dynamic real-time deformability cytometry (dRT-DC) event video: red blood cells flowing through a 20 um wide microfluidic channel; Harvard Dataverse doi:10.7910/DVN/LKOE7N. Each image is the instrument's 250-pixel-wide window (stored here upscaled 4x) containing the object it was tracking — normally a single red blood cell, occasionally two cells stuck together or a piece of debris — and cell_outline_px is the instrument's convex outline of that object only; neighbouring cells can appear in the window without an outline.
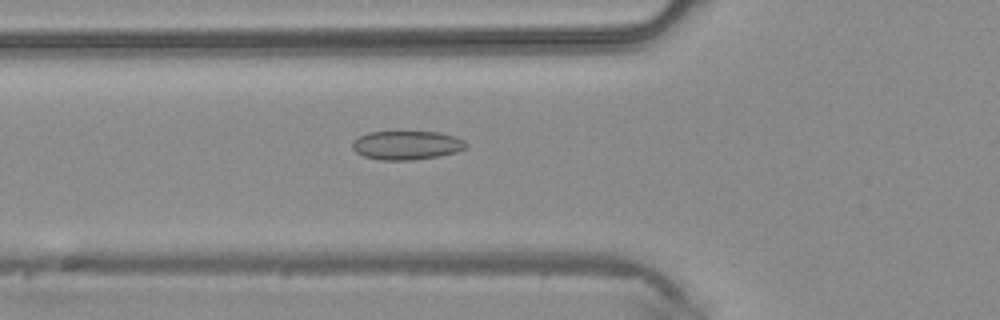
{"species": "common noctule bat (a hibernating species)", "species_latin": "Nyctalus noctula", "temperature_condition": "warm", "stored_images_in_passage": 30, "camera_frame_rate_fps": 3000, "um_per_image_px": 0.085, "animal": {"sex": "male", "body_mass_g": 20.4}, "frame": {"image": 1, "passage_image": 2, "time_ms": 0.333, "image_size_px": [1000, 320], "cell_outline_px": [[468, 144], [464, 148], [456, 152], [440, 156], [412, 160], [380, 160], [364, 156], [356, 152], [352, 148], [352, 140], [368, 132], [440, 132], [456, 136], [464, 140]], "centroid_in_image_um": [34.57, 12.34], "position_along_channel_um": 91.2, "area_um2": 19.19}}
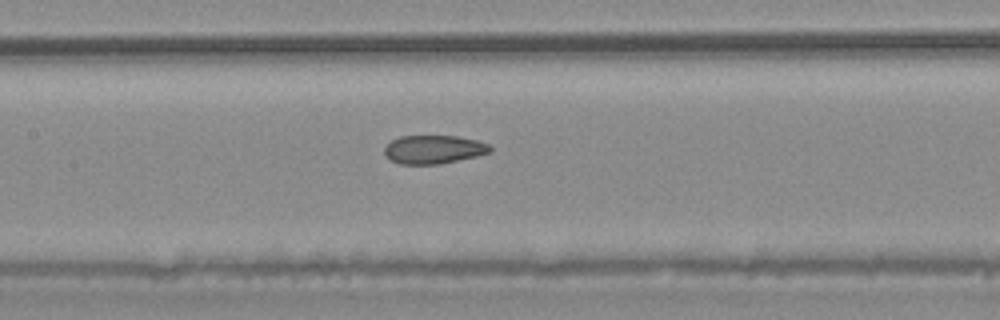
{"frame": {"image": 2, "passage_image": 7, "time_ms": 2.0, "image_size_px": [1000, 320], "cell_outline_px": [[492, 152], [476, 156], [440, 164], [400, 164], [388, 160], [384, 156], [384, 148], [392, 140], [400, 136], [456, 136], [476, 140], [488, 144], [492, 148]], "centroid_in_image_um": [36.83, 12.71], "position_along_channel_um": 170.6, "area_um2": 17.63}}
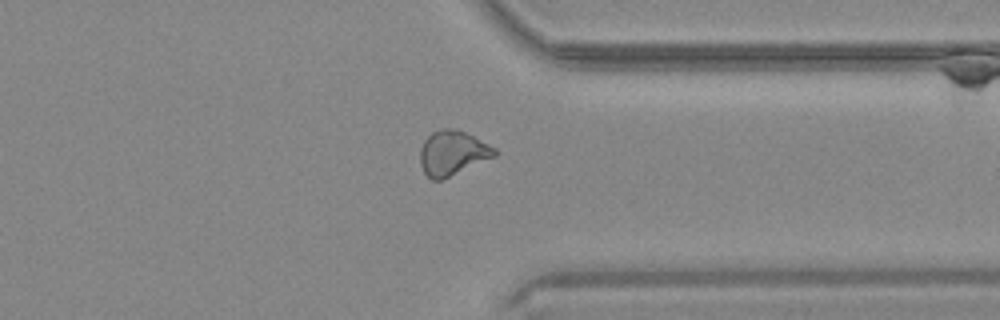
{"frame": {"image": 3, "passage_image": 20, "time_ms": 6.333, "image_size_px": [1000, 320], "cell_outline_px": [[496, 156], [440, 180], [432, 180], [424, 172], [420, 164], [420, 148], [424, 140], [432, 132], [444, 128], [456, 128], [496, 148]], "centroid_in_image_um": [38.44, 13.0], "position_along_channel_um": 373.0, "area_um2": 19.13}}